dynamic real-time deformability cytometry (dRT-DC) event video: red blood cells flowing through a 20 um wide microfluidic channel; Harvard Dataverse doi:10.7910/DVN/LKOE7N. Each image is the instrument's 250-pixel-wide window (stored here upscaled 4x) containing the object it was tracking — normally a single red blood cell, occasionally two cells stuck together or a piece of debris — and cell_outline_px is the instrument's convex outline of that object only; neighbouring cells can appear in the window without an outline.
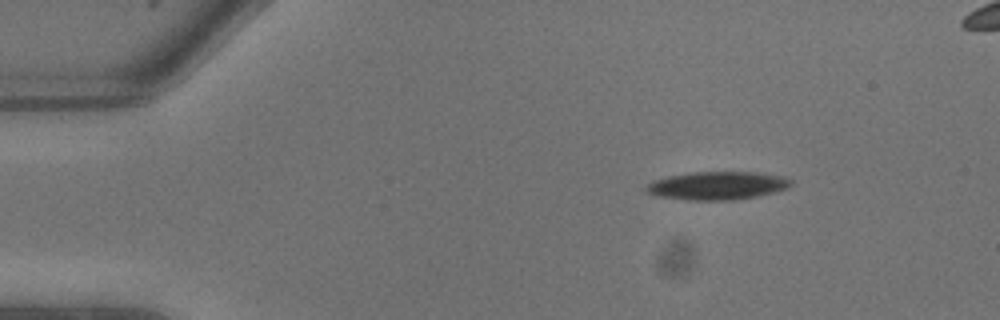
{"species": "common noctule bat (a hibernating species)", "species_latin": "Nyctalus noctula", "temperature_condition": "warm", "stored_images_in_passage": 6, "camera_frame_rate_fps": 3000, "um_per_image_px": 0.085, "animal": {"sex": "male", "body_mass_g": 13.3}, "frame": {"image": 1, "passage_image": 1, "time_ms": 0.0, "image_size_px": [1000, 320], "cell_outline_px": [[792, 184], [788, 188], [756, 196], [732, 200], [688, 200], [660, 196], [644, 192], [644, 188], [652, 180], [668, 176], [692, 172], [756, 172], [784, 176], [792, 180]], "centroid_in_image_um": [60.95, 15.77], "position_along_channel_um": 24.0, "area_um2": 23.76}}